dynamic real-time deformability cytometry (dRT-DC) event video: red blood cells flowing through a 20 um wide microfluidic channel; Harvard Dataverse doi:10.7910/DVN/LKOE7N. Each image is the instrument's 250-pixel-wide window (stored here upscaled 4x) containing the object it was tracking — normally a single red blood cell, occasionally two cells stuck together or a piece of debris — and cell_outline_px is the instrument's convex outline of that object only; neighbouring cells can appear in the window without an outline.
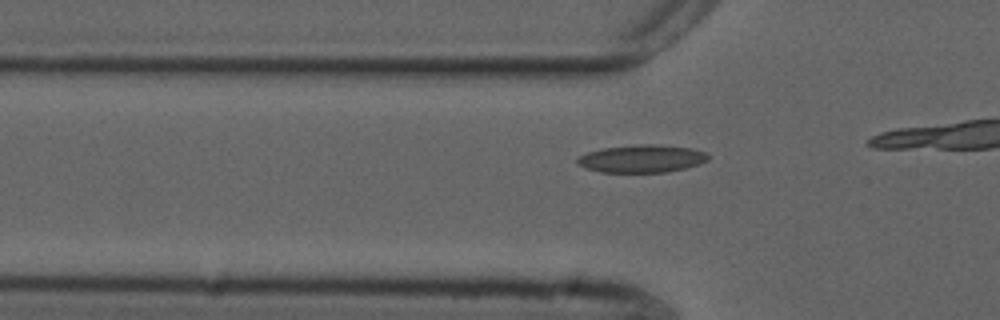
{"species": "common noctule bat (a hibernating species)", "species_latin": "Nyctalus noctula", "temperature_condition": "cold", "stored_images_in_passage": 12, "camera_frame_rate_fps": 3000, "um_per_image_px": 0.085, "animal": {"sex": "male", "forearm_length_mm": 52.5}, "frame": {"image": 1, "passage_image": 9, "time_ms": 2.667, "image_size_px": [1000, 320], "cell_outline_px": [[708, 160], [700, 164], [668, 172], [600, 172], [584, 168], [576, 164], [576, 160], [580, 156], [588, 152], [604, 148], [640, 144], [652, 144], [692, 148], [708, 152]], "centroid_in_image_um": [54.56, 13.49], "position_along_channel_um": 71.2, "area_um2": 21.15}}